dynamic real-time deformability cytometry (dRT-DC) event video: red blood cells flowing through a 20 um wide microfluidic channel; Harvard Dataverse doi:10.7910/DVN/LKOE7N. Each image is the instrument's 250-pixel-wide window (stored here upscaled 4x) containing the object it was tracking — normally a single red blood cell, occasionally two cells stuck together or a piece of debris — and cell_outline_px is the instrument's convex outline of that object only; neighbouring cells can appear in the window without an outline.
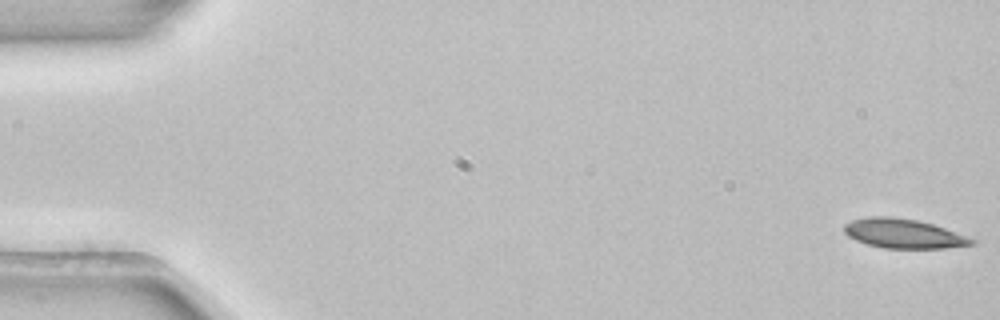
{"species": "common noctule bat (a hibernating species)", "species_latin": "Nyctalus noctula", "temperature_condition": "room temperature", "stored_images_in_passage": 4, "camera_frame_rate_fps": 3000, "um_per_image_px": 0.085, "animal": {"sex": "female", "body_mass_g": 22.7, "forearm_length_mm": 54.2}, "frame": {"image": 1, "passage_image": 1, "time_ms": 0.0, "image_size_px": [1000, 320], "cell_outline_px": [[980, 240], [976, 244], [944, 248], [884, 248], [868, 244], [856, 240], [848, 236], [844, 232], [844, 224], [852, 220], [868, 216], [892, 216], [916, 220], [932, 224]], "centroid_in_image_um": [76.83, 19.85], "position_along_channel_um": 8.2, "area_um2": 21.91}}
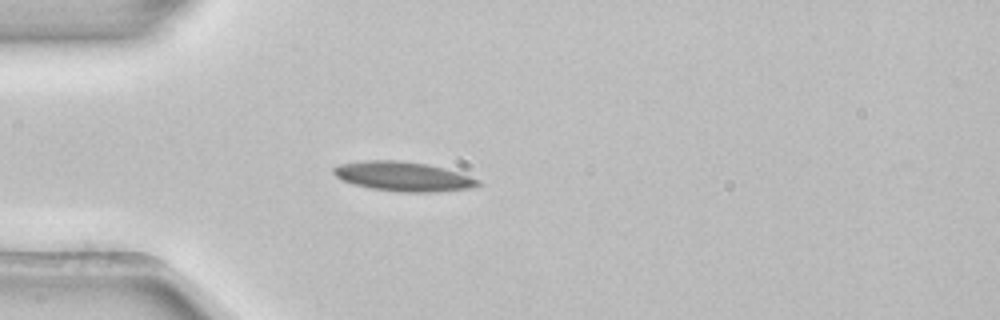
{"frame": {"image": 2, "passage_image": 4, "time_ms": 1.0, "image_size_px": [1000, 320], "cell_outline_px": [[484, 184], [472, 188], [440, 192], [404, 192], [372, 188], [356, 184], [344, 180], [336, 176], [332, 172], [332, 168], [340, 164], [364, 160], [400, 160], [428, 164], [460, 172], [480, 180]], "centroid_in_image_um": [34.35, 14.99], "position_along_channel_um": 50.6, "area_um2": 24.91}}